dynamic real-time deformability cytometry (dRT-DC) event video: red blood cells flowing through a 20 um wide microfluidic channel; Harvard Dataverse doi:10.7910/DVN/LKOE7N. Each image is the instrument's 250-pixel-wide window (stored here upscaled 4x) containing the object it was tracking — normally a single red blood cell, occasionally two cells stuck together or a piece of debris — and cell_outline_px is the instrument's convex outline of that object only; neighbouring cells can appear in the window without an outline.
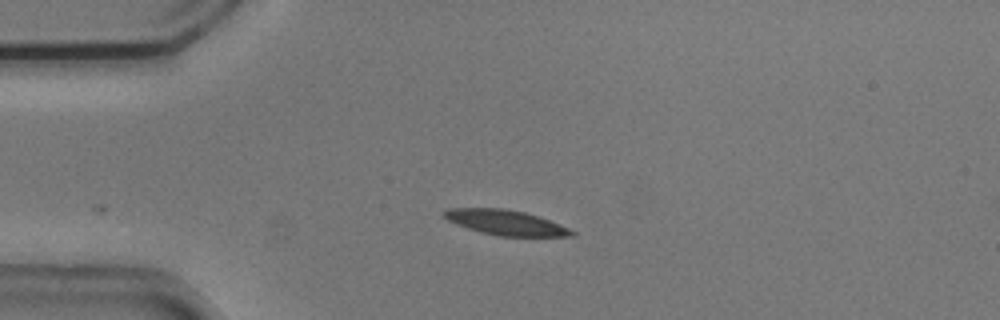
{"species": "common noctule bat (a hibernating species)", "species_latin": "Nyctalus noctula", "temperature_condition": "cold", "stored_images_in_passage": 14, "camera_frame_rate_fps": 3000, "um_per_image_px": 0.085, "animal": {"sex": "male", "body_mass_g": 20.5, "forearm_length_mm": 52.5}, "frame": {"image": 1, "passage_image": 1, "time_ms": 0.0, "image_size_px": [1000, 320], "cell_outline_px": [[576, 236], [500, 236], [480, 232], [456, 224], [448, 220], [440, 212], [448, 208], [504, 208], [524, 212], [548, 220], [568, 228], [576, 232]], "centroid_in_image_um": [42.94, 18.91], "position_along_channel_um": 42.1, "area_um2": 18.5}}